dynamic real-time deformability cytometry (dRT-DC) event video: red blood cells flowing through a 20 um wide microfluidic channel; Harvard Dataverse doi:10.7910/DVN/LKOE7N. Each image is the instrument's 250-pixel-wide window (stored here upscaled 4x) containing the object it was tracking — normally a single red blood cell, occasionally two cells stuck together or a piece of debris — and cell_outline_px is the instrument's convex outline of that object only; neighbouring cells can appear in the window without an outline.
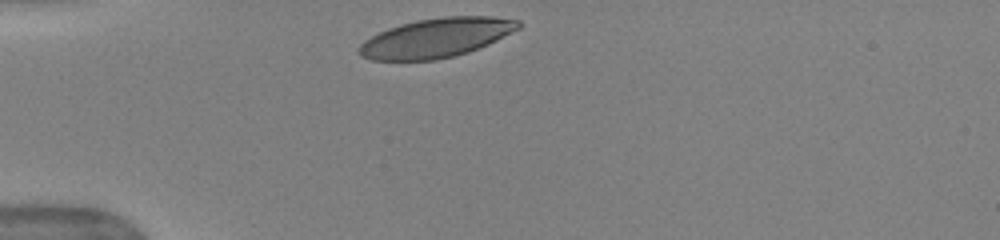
{"species": "human", "species_latin": "Homo sapiens", "temperature_condition": "warm", "stored_images_in_passage": 31, "camera_frame_rate_fps": 3000, "um_per_image_px": 0.085, "donor": {"sex": "female"}, "frame": {"image": 1, "passage_image": 1, "time_ms": 0.0, "image_size_px": [1000, 240], "cell_outline_px": [[520, 28], [488, 44], [468, 52], [436, 60], [372, 60], [360, 56], [356, 52], [360, 44], [364, 40], [388, 28], [400, 24], [416, 20], [444, 16], [492, 16], [520, 20]], "centroid_in_image_um": [37.06, 3.21], "position_along_channel_um": 47.9, "area_um2": 36.41}}
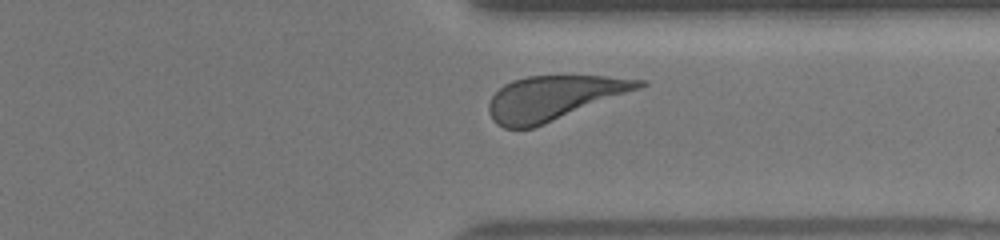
{"frame": {"image": 2, "passage_image": 27, "time_ms": 8.667, "image_size_px": [1000, 240], "cell_outline_px": [[648, 84], [640, 88], [544, 124], [532, 128], [504, 128], [496, 124], [492, 120], [488, 112], [488, 104], [492, 96], [504, 84], [512, 80], [528, 76], [608, 76], [648, 80]], "centroid_in_image_um": [47.04, 8.31], "position_along_channel_um": 364.4, "area_um2": 38.55}, "authors_computed_cell_mechanics": {"area_um2": 38.6682, "velocity_mm_per_s": 3.9267, "shape_relaxation_time_tau1_ms": 2.0384, "shape_relaxation_time_tau2_ms": null, "deformation_change_tau1": 0.1488, "deformation_change_tau2": null}}